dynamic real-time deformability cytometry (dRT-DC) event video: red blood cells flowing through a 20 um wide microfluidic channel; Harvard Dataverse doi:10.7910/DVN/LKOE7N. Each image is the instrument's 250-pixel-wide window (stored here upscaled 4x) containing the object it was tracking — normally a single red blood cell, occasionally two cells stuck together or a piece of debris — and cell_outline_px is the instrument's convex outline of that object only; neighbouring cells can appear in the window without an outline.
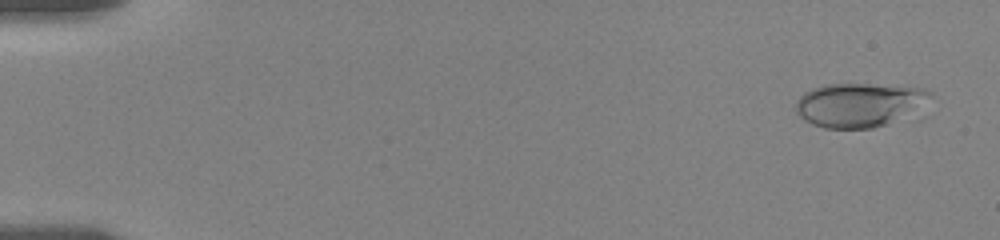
{"species": "human", "species_latin": "Homo sapiens", "temperature_condition": "room temperature", "stored_images_in_passage": 85, "camera_frame_rate_fps": 3000, "um_per_image_px": 0.085, "donor": {"sex": "female"}, "frame": {"image": 1, "passage_image": 4, "time_ms": 0.667, "image_size_px": [1000, 240], "cell_outline_px": [[932, 92], [884, 124], [872, 128], [824, 128], [812, 124], [804, 120], [796, 112], [796, 100], [804, 92], [812, 88], [824, 84], [868, 84], [924, 88]], "centroid_in_image_um": [72.75, 8.88], "position_along_channel_um": 12.2, "area_um2": 32.54}}
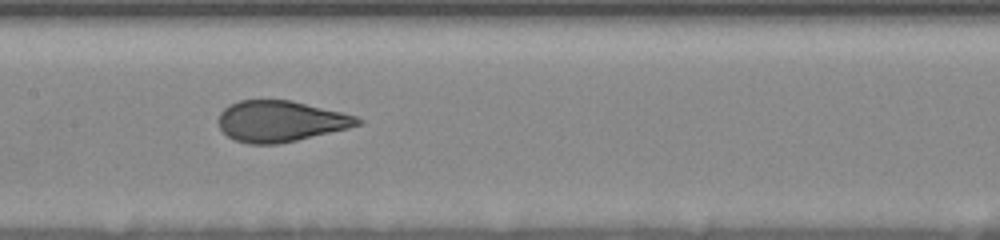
{"frame": {"image": 2, "passage_image": 56, "time_ms": 9.333, "image_size_px": [1000, 240], "cell_outline_px": [[364, 120], [360, 124], [348, 128], [296, 140], [276, 144], [248, 144], [236, 140], [228, 136], [220, 128], [220, 112], [228, 104], [240, 100], [292, 100], [356, 116]], "centroid_in_image_um": [23.83, 10.3], "position_along_channel_um": 183.6, "area_um2": 32.95}}
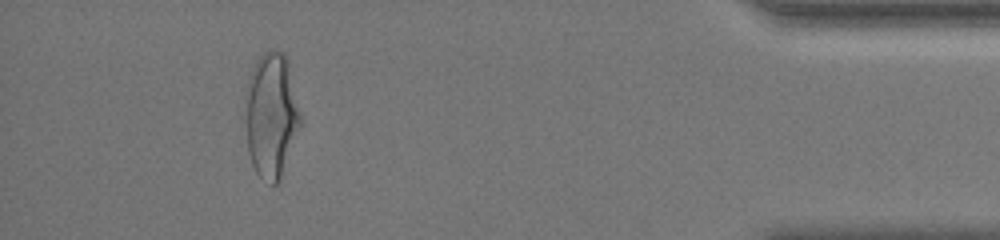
{"frame": {"image": 3, "passage_image": 81, "time_ms": 17.0, "image_size_px": [1000, 240], "cell_outline_px": [[300, 124], [280, 180], [276, 184], [272, 184], [260, 176], [256, 172], [252, 164], [248, 152], [244, 96], [248, 80], [252, 68], [260, 56], [268, 48], [276, 48], [284, 52], [288, 60], [300, 112]], "centroid_in_image_um": [23.04, 9.73], "position_along_channel_um": 412.2, "area_um2": 40.17}, "authors_computed_cell_mechanics": {"area_um2": 33.6974, "velocity_mm_per_s": 3.6277, "shape_relaxation_time_tau1_ms": 4.6968, "shape_relaxation_time_tau2_ms": null, "deformation_change_tau1": 0.1642, "deformation_change_tau2": null}}